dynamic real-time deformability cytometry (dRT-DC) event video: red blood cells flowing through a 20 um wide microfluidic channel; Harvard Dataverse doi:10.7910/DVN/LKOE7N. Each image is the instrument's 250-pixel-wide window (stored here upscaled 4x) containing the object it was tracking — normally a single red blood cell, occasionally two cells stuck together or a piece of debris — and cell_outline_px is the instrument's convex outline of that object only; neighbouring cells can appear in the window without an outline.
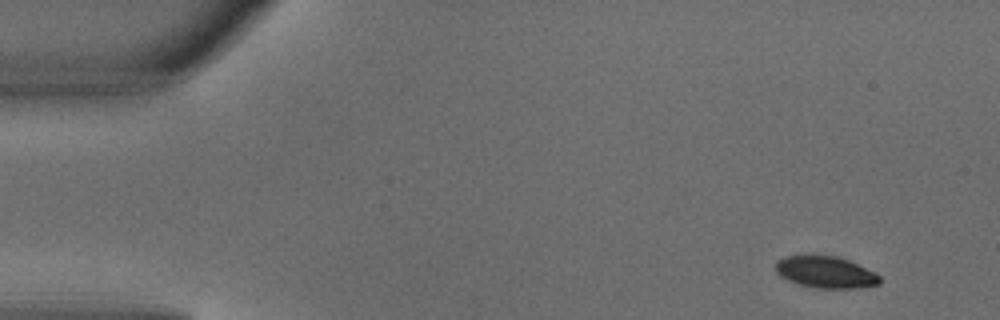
{"species": "common noctule bat (a hibernating species)", "species_latin": "Nyctalus noctula", "temperature_condition": "warm", "stored_images_in_passage": 3, "camera_frame_rate_fps": 3000, "um_per_image_px": 0.085, "animal": {"sex": "male", "body_mass_g": 18.8}, "frame": {"image": 1, "passage_image": 1, "time_ms": 0.0, "image_size_px": [1000, 320], "cell_outline_px": [[880, 284], [856, 288], [816, 288], [796, 284], [780, 276], [776, 272], [776, 260], [784, 256], [836, 256], [848, 260], [876, 272], [880, 276]], "centroid_in_image_um": [70.17, 23.14], "position_along_channel_um": 14.8, "area_um2": 19.25}}